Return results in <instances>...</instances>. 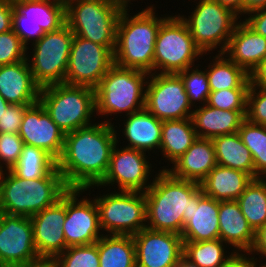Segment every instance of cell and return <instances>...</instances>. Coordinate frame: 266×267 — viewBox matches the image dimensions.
I'll use <instances>...</instances> for the list:
<instances>
[{
  "label": "cell",
  "mask_w": 266,
  "mask_h": 267,
  "mask_svg": "<svg viewBox=\"0 0 266 267\" xmlns=\"http://www.w3.org/2000/svg\"><path fill=\"white\" fill-rule=\"evenodd\" d=\"M248 90L233 88L211 91L206 104L221 110L247 111Z\"/></svg>",
  "instance_id": "cell-39"
},
{
  "label": "cell",
  "mask_w": 266,
  "mask_h": 267,
  "mask_svg": "<svg viewBox=\"0 0 266 267\" xmlns=\"http://www.w3.org/2000/svg\"><path fill=\"white\" fill-rule=\"evenodd\" d=\"M82 193L85 194V190L79 188H69L66 191L63 233L68 247L94 244L104 235L99 225V211L94 198L85 195L79 199Z\"/></svg>",
  "instance_id": "cell-17"
},
{
  "label": "cell",
  "mask_w": 266,
  "mask_h": 267,
  "mask_svg": "<svg viewBox=\"0 0 266 267\" xmlns=\"http://www.w3.org/2000/svg\"><path fill=\"white\" fill-rule=\"evenodd\" d=\"M41 262L30 217L0 212V267H27Z\"/></svg>",
  "instance_id": "cell-16"
},
{
  "label": "cell",
  "mask_w": 266,
  "mask_h": 267,
  "mask_svg": "<svg viewBox=\"0 0 266 267\" xmlns=\"http://www.w3.org/2000/svg\"><path fill=\"white\" fill-rule=\"evenodd\" d=\"M255 262L256 260H254L248 253H235L220 267H254Z\"/></svg>",
  "instance_id": "cell-47"
},
{
  "label": "cell",
  "mask_w": 266,
  "mask_h": 267,
  "mask_svg": "<svg viewBox=\"0 0 266 267\" xmlns=\"http://www.w3.org/2000/svg\"><path fill=\"white\" fill-rule=\"evenodd\" d=\"M73 37L71 29L65 24L56 31L45 33L37 42L30 44L31 49L27 48L26 57L33 80L40 88L64 83Z\"/></svg>",
  "instance_id": "cell-11"
},
{
  "label": "cell",
  "mask_w": 266,
  "mask_h": 267,
  "mask_svg": "<svg viewBox=\"0 0 266 267\" xmlns=\"http://www.w3.org/2000/svg\"><path fill=\"white\" fill-rule=\"evenodd\" d=\"M99 195L93 198L98 207L99 225L103 234L133 236L146 228L145 193L114 190Z\"/></svg>",
  "instance_id": "cell-10"
},
{
  "label": "cell",
  "mask_w": 266,
  "mask_h": 267,
  "mask_svg": "<svg viewBox=\"0 0 266 267\" xmlns=\"http://www.w3.org/2000/svg\"><path fill=\"white\" fill-rule=\"evenodd\" d=\"M195 1V8L187 17L180 13L178 15L188 26L196 46L204 55L213 53L217 48L218 53H223L242 18L217 0Z\"/></svg>",
  "instance_id": "cell-8"
},
{
  "label": "cell",
  "mask_w": 266,
  "mask_h": 267,
  "mask_svg": "<svg viewBox=\"0 0 266 267\" xmlns=\"http://www.w3.org/2000/svg\"><path fill=\"white\" fill-rule=\"evenodd\" d=\"M155 5H146L130 15L124 8L119 16L114 49V63L153 73L154 47L161 24L170 16L156 15ZM155 10V11H154Z\"/></svg>",
  "instance_id": "cell-2"
},
{
  "label": "cell",
  "mask_w": 266,
  "mask_h": 267,
  "mask_svg": "<svg viewBox=\"0 0 266 267\" xmlns=\"http://www.w3.org/2000/svg\"><path fill=\"white\" fill-rule=\"evenodd\" d=\"M242 21L255 33L266 38V8L250 12Z\"/></svg>",
  "instance_id": "cell-44"
},
{
  "label": "cell",
  "mask_w": 266,
  "mask_h": 267,
  "mask_svg": "<svg viewBox=\"0 0 266 267\" xmlns=\"http://www.w3.org/2000/svg\"><path fill=\"white\" fill-rule=\"evenodd\" d=\"M238 133L250 150L255 166V179L266 178V126L253 124L246 119Z\"/></svg>",
  "instance_id": "cell-36"
},
{
  "label": "cell",
  "mask_w": 266,
  "mask_h": 267,
  "mask_svg": "<svg viewBox=\"0 0 266 267\" xmlns=\"http://www.w3.org/2000/svg\"><path fill=\"white\" fill-rule=\"evenodd\" d=\"M123 118V128L120 129L118 127L117 130L115 129L117 141L120 142L121 138L119 136H122L124 138L122 141L127 140L126 143L128 142L127 145L125 144V147L140 150L148 154L151 152L155 154L157 152L159 153L163 121L152 115L146 108L128 116H123ZM121 131L123 135L119 134Z\"/></svg>",
  "instance_id": "cell-22"
},
{
  "label": "cell",
  "mask_w": 266,
  "mask_h": 267,
  "mask_svg": "<svg viewBox=\"0 0 266 267\" xmlns=\"http://www.w3.org/2000/svg\"><path fill=\"white\" fill-rule=\"evenodd\" d=\"M53 267H100L98 241L90 245L70 246L53 261Z\"/></svg>",
  "instance_id": "cell-38"
},
{
  "label": "cell",
  "mask_w": 266,
  "mask_h": 267,
  "mask_svg": "<svg viewBox=\"0 0 266 267\" xmlns=\"http://www.w3.org/2000/svg\"><path fill=\"white\" fill-rule=\"evenodd\" d=\"M252 177L241 170L216 165L200 183L204 195L217 201H231L244 192Z\"/></svg>",
  "instance_id": "cell-28"
},
{
  "label": "cell",
  "mask_w": 266,
  "mask_h": 267,
  "mask_svg": "<svg viewBox=\"0 0 266 267\" xmlns=\"http://www.w3.org/2000/svg\"><path fill=\"white\" fill-rule=\"evenodd\" d=\"M57 166V161L45 150L25 145L19 161L11 171L23 179H38L48 175Z\"/></svg>",
  "instance_id": "cell-35"
},
{
  "label": "cell",
  "mask_w": 266,
  "mask_h": 267,
  "mask_svg": "<svg viewBox=\"0 0 266 267\" xmlns=\"http://www.w3.org/2000/svg\"><path fill=\"white\" fill-rule=\"evenodd\" d=\"M36 251L43 261L52 262L68 247L63 233L66 219V192L52 206L30 217Z\"/></svg>",
  "instance_id": "cell-19"
},
{
  "label": "cell",
  "mask_w": 266,
  "mask_h": 267,
  "mask_svg": "<svg viewBox=\"0 0 266 267\" xmlns=\"http://www.w3.org/2000/svg\"><path fill=\"white\" fill-rule=\"evenodd\" d=\"M246 113L247 111L221 110L205 104L194 108L191 119L197 137L213 139L238 132L246 120Z\"/></svg>",
  "instance_id": "cell-27"
},
{
  "label": "cell",
  "mask_w": 266,
  "mask_h": 267,
  "mask_svg": "<svg viewBox=\"0 0 266 267\" xmlns=\"http://www.w3.org/2000/svg\"><path fill=\"white\" fill-rule=\"evenodd\" d=\"M246 119L253 124L266 126V88L250 85Z\"/></svg>",
  "instance_id": "cell-41"
},
{
  "label": "cell",
  "mask_w": 266,
  "mask_h": 267,
  "mask_svg": "<svg viewBox=\"0 0 266 267\" xmlns=\"http://www.w3.org/2000/svg\"><path fill=\"white\" fill-rule=\"evenodd\" d=\"M254 260L258 261L260 263L263 262L261 259H264L266 261V223L259 228L256 232H255V241L254 244L251 248V250L248 253ZM259 255L260 257H256V255Z\"/></svg>",
  "instance_id": "cell-45"
},
{
  "label": "cell",
  "mask_w": 266,
  "mask_h": 267,
  "mask_svg": "<svg viewBox=\"0 0 266 267\" xmlns=\"http://www.w3.org/2000/svg\"><path fill=\"white\" fill-rule=\"evenodd\" d=\"M149 75L142 70L114 64L95 88L96 117L107 118L122 113L119 115L122 121L123 113L128 116L145 108Z\"/></svg>",
  "instance_id": "cell-5"
},
{
  "label": "cell",
  "mask_w": 266,
  "mask_h": 267,
  "mask_svg": "<svg viewBox=\"0 0 266 267\" xmlns=\"http://www.w3.org/2000/svg\"><path fill=\"white\" fill-rule=\"evenodd\" d=\"M220 238L212 241L183 242V256L198 267H220L234 254ZM228 254V255H227Z\"/></svg>",
  "instance_id": "cell-34"
},
{
  "label": "cell",
  "mask_w": 266,
  "mask_h": 267,
  "mask_svg": "<svg viewBox=\"0 0 266 267\" xmlns=\"http://www.w3.org/2000/svg\"><path fill=\"white\" fill-rule=\"evenodd\" d=\"M236 201L256 232L266 223V178L252 179Z\"/></svg>",
  "instance_id": "cell-33"
},
{
  "label": "cell",
  "mask_w": 266,
  "mask_h": 267,
  "mask_svg": "<svg viewBox=\"0 0 266 267\" xmlns=\"http://www.w3.org/2000/svg\"><path fill=\"white\" fill-rule=\"evenodd\" d=\"M66 24L76 36L114 52L119 16L124 8L109 0H66Z\"/></svg>",
  "instance_id": "cell-7"
},
{
  "label": "cell",
  "mask_w": 266,
  "mask_h": 267,
  "mask_svg": "<svg viewBox=\"0 0 266 267\" xmlns=\"http://www.w3.org/2000/svg\"><path fill=\"white\" fill-rule=\"evenodd\" d=\"M100 267H136L132 235H103L98 240Z\"/></svg>",
  "instance_id": "cell-32"
},
{
  "label": "cell",
  "mask_w": 266,
  "mask_h": 267,
  "mask_svg": "<svg viewBox=\"0 0 266 267\" xmlns=\"http://www.w3.org/2000/svg\"><path fill=\"white\" fill-rule=\"evenodd\" d=\"M110 120L114 119L107 118L65 134L57 168L68 188L84 189L104 178L117 143V126Z\"/></svg>",
  "instance_id": "cell-1"
},
{
  "label": "cell",
  "mask_w": 266,
  "mask_h": 267,
  "mask_svg": "<svg viewBox=\"0 0 266 267\" xmlns=\"http://www.w3.org/2000/svg\"><path fill=\"white\" fill-rule=\"evenodd\" d=\"M112 1L118 5H120L122 8H128L130 9V5L133 4L131 3V1H135V0H109ZM137 1V0H136Z\"/></svg>",
  "instance_id": "cell-52"
},
{
  "label": "cell",
  "mask_w": 266,
  "mask_h": 267,
  "mask_svg": "<svg viewBox=\"0 0 266 267\" xmlns=\"http://www.w3.org/2000/svg\"><path fill=\"white\" fill-rule=\"evenodd\" d=\"M6 171H7L6 169L0 166V193H1L3 178H4Z\"/></svg>",
  "instance_id": "cell-55"
},
{
  "label": "cell",
  "mask_w": 266,
  "mask_h": 267,
  "mask_svg": "<svg viewBox=\"0 0 266 267\" xmlns=\"http://www.w3.org/2000/svg\"><path fill=\"white\" fill-rule=\"evenodd\" d=\"M211 140L217 165L244 171L255 179V166L250 150L244 145L238 132L220 135Z\"/></svg>",
  "instance_id": "cell-30"
},
{
  "label": "cell",
  "mask_w": 266,
  "mask_h": 267,
  "mask_svg": "<svg viewBox=\"0 0 266 267\" xmlns=\"http://www.w3.org/2000/svg\"><path fill=\"white\" fill-rule=\"evenodd\" d=\"M197 138L191 118L163 121L159 149L160 155L163 156L161 160L173 164Z\"/></svg>",
  "instance_id": "cell-29"
},
{
  "label": "cell",
  "mask_w": 266,
  "mask_h": 267,
  "mask_svg": "<svg viewBox=\"0 0 266 267\" xmlns=\"http://www.w3.org/2000/svg\"><path fill=\"white\" fill-rule=\"evenodd\" d=\"M19 136L25 145L45 150L56 161L62 155L65 134L53 122L40 101L26 109L21 121Z\"/></svg>",
  "instance_id": "cell-20"
},
{
  "label": "cell",
  "mask_w": 266,
  "mask_h": 267,
  "mask_svg": "<svg viewBox=\"0 0 266 267\" xmlns=\"http://www.w3.org/2000/svg\"><path fill=\"white\" fill-rule=\"evenodd\" d=\"M39 101L64 134L89 126L98 118L95 117V89L90 87L49 85L40 88Z\"/></svg>",
  "instance_id": "cell-6"
},
{
  "label": "cell",
  "mask_w": 266,
  "mask_h": 267,
  "mask_svg": "<svg viewBox=\"0 0 266 267\" xmlns=\"http://www.w3.org/2000/svg\"><path fill=\"white\" fill-rule=\"evenodd\" d=\"M221 5L233 10L237 15L244 17L245 0H217Z\"/></svg>",
  "instance_id": "cell-49"
},
{
  "label": "cell",
  "mask_w": 266,
  "mask_h": 267,
  "mask_svg": "<svg viewBox=\"0 0 266 267\" xmlns=\"http://www.w3.org/2000/svg\"><path fill=\"white\" fill-rule=\"evenodd\" d=\"M68 189L57 166L45 177L28 180L7 170L0 193V212L32 217L54 205Z\"/></svg>",
  "instance_id": "cell-4"
},
{
  "label": "cell",
  "mask_w": 266,
  "mask_h": 267,
  "mask_svg": "<svg viewBox=\"0 0 266 267\" xmlns=\"http://www.w3.org/2000/svg\"><path fill=\"white\" fill-rule=\"evenodd\" d=\"M264 8H266V0H245L244 15Z\"/></svg>",
  "instance_id": "cell-50"
},
{
  "label": "cell",
  "mask_w": 266,
  "mask_h": 267,
  "mask_svg": "<svg viewBox=\"0 0 266 267\" xmlns=\"http://www.w3.org/2000/svg\"><path fill=\"white\" fill-rule=\"evenodd\" d=\"M23 146L19 134L0 133V166L11 170L19 161Z\"/></svg>",
  "instance_id": "cell-42"
},
{
  "label": "cell",
  "mask_w": 266,
  "mask_h": 267,
  "mask_svg": "<svg viewBox=\"0 0 266 267\" xmlns=\"http://www.w3.org/2000/svg\"><path fill=\"white\" fill-rule=\"evenodd\" d=\"M266 267V262H263L262 264L260 263H258L257 261L255 262V264H254V267Z\"/></svg>",
  "instance_id": "cell-56"
},
{
  "label": "cell",
  "mask_w": 266,
  "mask_h": 267,
  "mask_svg": "<svg viewBox=\"0 0 266 267\" xmlns=\"http://www.w3.org/2000/svg\"><path fill=\"white\" fill-rule=\"evenodd\" d=\"M27 48L12 30L0 33V65L17 63L27 59Z\"/></svg>",
  "instance_id": "cell-40"
},
{
  "label": "cell",
  "mask_w": 266,
  "mask_h": 267,
  "mask_svg": "<svg viewBox=\"0 0 266 267\" xmlns=\"http://www.w3.org/2000/svg\"><path fill=\"white\" fill-rule=\"evenodd\" d=\"M114 64L111 49L74 35L64 83L95 89Z\"/></svg>",
  "instance_id": "cell-14"
},
{
  "label": "cell",
  "mask_w": 266,
  "mask_h": 267,
  "mask_svg": "<svg viewBox=\"0 0 266 267\" xmlns=\"http://www.w3.org/2000/svg\"><path fill=\"white\" fill-rule=\"evenodd\" d=\"M223 53L250 75L266 57V38L240 20Z\"/></svg>",
  "instance_id": "cell-26"
},
{
  "label": "cell",
  "mask_w": 266,
  "mask_h": 267,
  "mask_svg": "<svg viewBox=\"0 0 266 267\" xmlns=\"http://www.w3.org/2000/svg\"><path fill=\"white\" fill-rule=\"evenodd\" d=\"M219 238L235 253H249L255 231L247 222L236 200L219 201Z\"/></svg>",
  "instance_id": "cell-24"
},
{
  "label": "cell",
  "mask_w": 266,
  "mask_h": 267,
  "mask_svg": "<svg viewBox=\"0 0 266 267\" xmlns=\"http://www.w3.org/2000/svg\"><path fill=\"white\" fill-rule=\"evenodd\" d=\"M13 4L11 0H0V33L12 30Z\"/></svg>",
  "instance_id": "cell-46"
},
{
  "label": "cell",
  "mask_w": 266,
  "mask_h": 267,
  "mask_svg": "<svg viewBox=\"0 0 266 267\" xmlns=\"http://www.w3.org/2000/svg\"><path fill=\"white\" fill-rule=\"evenodd\" d=\"M10 105L1 95H0V120L7 107Z\"/></svg>",
  "instance_id": "cell-51"
},
{
  "label": "cell",
  "mask_w": 266,
  "mask_h": 267,
  "mask_svg": "<svg viewBox=\"0 0 266 267\" xmlns=\"http://www.w3.org/2000/svg\"><path fill=\"white\" fill-rule=\"evenodd\" d=\"M145 108L161 121L191 118L193 107L178 74L150 73Z\"/></svg>",
  "instance_id": "cell-15"
},
{
  "label": "cell",
  "mask_w": 266,
  "mask_h": 267,
  "mask_svg": "<svg viewBox=\"0 0 266 267\" xmlns=\"http://www.w3.org/2000/svg\"><path fill=\"white\" fill-rule=\"evenodd\" d=\"M12 4V29L26 48L45 33L56 31L66 24L63 0H23L12 1Z\"/></svg>",
  "instance_id": "cell-12"
},
{
  "label": "cell",
  "mask_w": 266,
  "mask_h": 267,
  "mask_svg": "<svg viewBox=\"0 0 266 267\" xmlns=\"http://www.w3.org/2000/svg\"><path fill=\"white\" fill-rule=\"evenodd\" d=\"M178 267H198V266H196L195 264L187 260L184 256H182Z\"/></svg>",
  "instance_id": "cell-53"
},
{
  "label": "cell",
  "mask_w": 266,
  "mask_h": 267,
  "mask_svg": "<svg viewBox=\"0 0 266 267\" xmlns=\"http://www.w3.org/2000/svg\"><path fill=\"white\" fill-rule=\"evenodd\" d=\"M153 177L152 185L144 192L146 198V228L182 233L189 220L191 196L200 184L174 177L169 171L159 169Z\"/></svg>",
  "instance_id": "cell-3"
},
{
  "label": "cell",
  "mask_w": 266,
  "mask_h": 267,
  "mask_svg": "<svg viewBox=\"0 0 266 267\" xmlns=\"http://www.w3.org/2000/svg\"><path fill=\"white\" fill-rule=\"evenodd\" d=\"M40 87L33 80L28 61L0 65V95L10 104H34Z\"/></svg>",
  "instance_id": "cell-25"
},
{
  "label": "cell",
  "mask_w": 266,
  "mask_h": 267,
  "mask_svg": "<svg viewBox=\"0 0 266 267\" xmlns=\"http://www.w3.org/2000/svg\"><path fill=\"white\" fill-rule=\"evenodd\" d=\"M201 56V57H200ZM191 32L179 15H170L160 26L154 47L153 73L178 74L204 59Z\"/></svg>",
  "instance_id": "cell-9"
},
{
  "label": "cell",
  "mask_w": 266,
  "mask_h": 267,
  "mask_svg": "<svg viewBox=\"0 0 266 267\" xmlns=\"http://www.w3.org/2000/svg\"><path fill=\"white\" fill-rule=\"evenodd\" d=\"M118 146L119 141L113 147L109 167L104 178L97 185L84 188L85 191L91 192V188L100 189L108 186L113 190L118 188L117 191L144 193L152 185L153 179L150 180V175L153 174L152 166L154 165L149 161L151 157H148L151 154L146 155V152L140 150L121 145L119 148ZM113 186L114 188H112Z\"/></svg>",
  "instance_id": "cell-13"
},
{
  "label": "cell",
  "mask_w": 266,
  "mask_h": 267,
  "mask_svg": "<svg viewBox=\"0 0 266 267\" xmlns=\"http://www.w3.org/2000/svg\"><path fill=\"white\" fill-rule=\"evenodd\" d=\"M170 165L160 168L169 171L176 178L200 184L217 165L212 140L198 137L171 168Z\"/></svg>",
  "instance_id": "cell-23"
},
{
  "label": "cell",
  "mask_w": 266,
  "mask_h": 267,
  "mask_svg": "<svg viewBox=\"0 0 266 267\" xmlns=\"http://www.w3.org/2000/svg\"><path fill=\"white\" fill-rule=\"evenodd\" d=\"M219 201L204 195L201 187L191 196L189 220L184 224L183 242L219 239Z\"/></svg>",
  "instance_id": "cell-21"
},
{
  "label": "cell",
  "mask_w": 266,
  "mask_h": 267,
  "mask_svg": "<svg viewBox=\"0 0 266 267\" xmlns=\"http://www.w3.org/2000/svg\"><path fill=\"white\" fill-rule=\"evenodd\" d=\"M196 65L178 73L183 80L186 94L193 108L197 104H200L199 106L205 105L211 92L205 69L202 70L199 67L200 64Z\"/></svg>",
  "instance_id": "cell-37"
},
{
  "label": "cell",
  "mask_w": 266,
  "mask_h": 267,
  "mask_svg": "<svg viewBox=\"0 0 266 267\" xmlns=\"http://www.w3.org/2000/svg\"><path fill=\"white\" fill-rule=\"evenodd\" d=\"M27 267H53L52 262L50 261H43L39 264L33 265V266H27Z\"/></svg>",
  "instance_id": "cell-54"
},
{
  "label": "cell",
  "mask_w": 266,
  "mask_h": 267,
  "mask_svg": "<svg viewBox=\"0 0 266 267\" xmlns=\"http://www.w3.org/2000/svg\"><path fill=\"white\" fill-rule=\"evenodd\" d=\"M136 267H178L183 256L180 234L142 229L133 235Z\"/></svg>",
  "instance_id": "cell-18"
},
{
  "label": "cell",
  "mask_w": 266,
  "mask_h": 267,
  "mask_svg": "<svg viewBox=\"0 0 266 267\" xmlns=\"http://www.w3.org/2000/svg\"><path fill=\"white\" fill-rule=\"evenodd\" d=\"M251 85L266 88V57L250 74Z\"/></svg>",
  "instance_id": "cell-48"
},
{
  "label": "cell",
  "mask_w": 266,
  "mask_h": 267,
  "mask_svg": "<svg viewBox=\"0 0 266 267\" xmlns=\"http://www.w3.org/2000/svg\"><path fill=\"white\" fill-rule=\"evenodd\" d=\"M210 62L205 71L211 91L250 87V75L224 53L216 52Z\"/></svg>",
  "instance_id": "cell-31"
},
{
  "label": "cell",
  "mask_w": 266,
  "mask_h": 267,
  "mask_svg": "<svg viewBox=\"0 0 266 267\" xmlns=\"http://www.w3.org/2000/svg\"><path fill=\"white\" fill-rule=\"evenodd\" d=\"M32 104H10L0 120V133L19 134L26 109Z\"/></svg>",
  "instance_id": "cell-43"
}]
</instances>
